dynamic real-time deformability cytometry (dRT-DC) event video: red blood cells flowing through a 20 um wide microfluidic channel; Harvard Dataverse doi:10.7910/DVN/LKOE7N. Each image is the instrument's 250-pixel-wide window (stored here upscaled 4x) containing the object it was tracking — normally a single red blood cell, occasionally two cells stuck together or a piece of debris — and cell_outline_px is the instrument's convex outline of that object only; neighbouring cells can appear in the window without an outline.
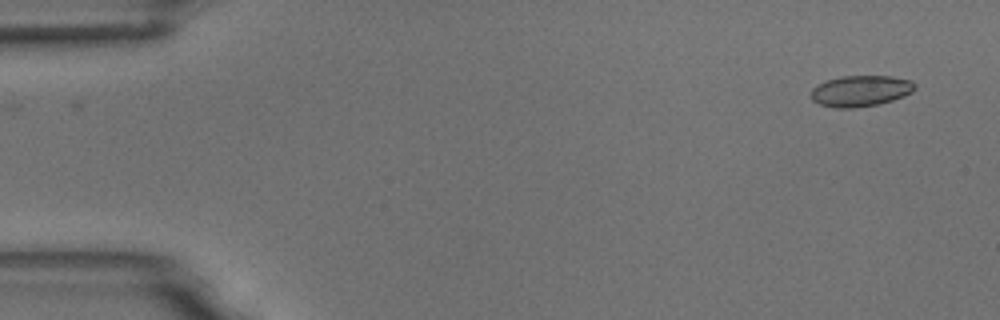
{"species": "common noctule bat (a hibernating species)", "species_latin": "Nyctalus noctula", "temperature_condition": "room temperature", "stored_images_in_passage": 10, "camera_frame_rate_fps": 3000, "um_per_image_px": 0.085, "animal": {"sex": "male", "body_mass_g": 18.8}, "frame": {"image": 1, "passage_image": 1, "time_ms": 0.0, "image_size_px": [1000, 320], "cell_outline_px": [[916, 88], [912, 92], [904, 96], [892, 100], [876, 104], [852, 108], [836, 108], [820, 104], [812, 100], [812, 88], [816, 84], [824, 80], [840, 76], [892, 76], [912, 80], [916, 84]], "centroid_in_image_um": [73.15, 7.71], "position_along_channel_um": 11.9, "area_um2": 18.9}}
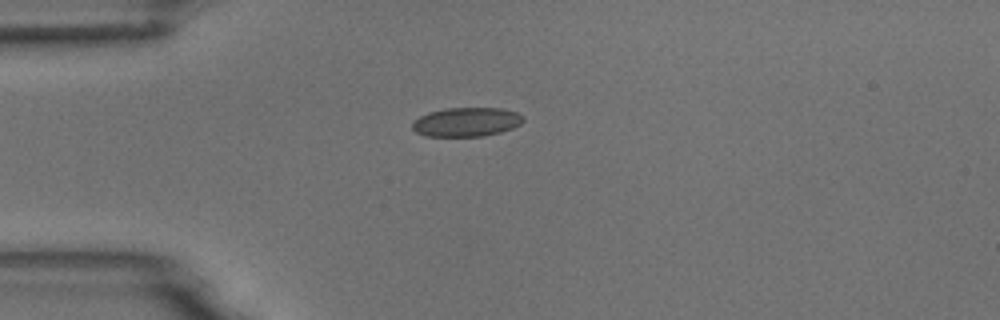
{"frame": {"image": 2, "passage_image": 4, "time_ms": 3.667, "image_size_px": [1000, 320], "cell_outline_px": [[524, 120], [520, 124], [512, 128], [500, 132], [484, 136], [424, 136], [416, 132], [412, 128], [412, 124], [420, 116], [428, 112], [448, 108], [500, 108], [516, 112], [524, 116]], "centroid_in_image_um": [39.65, 10.37], "position_along_channel_um": 45.3, "area_um2": 18.73}}
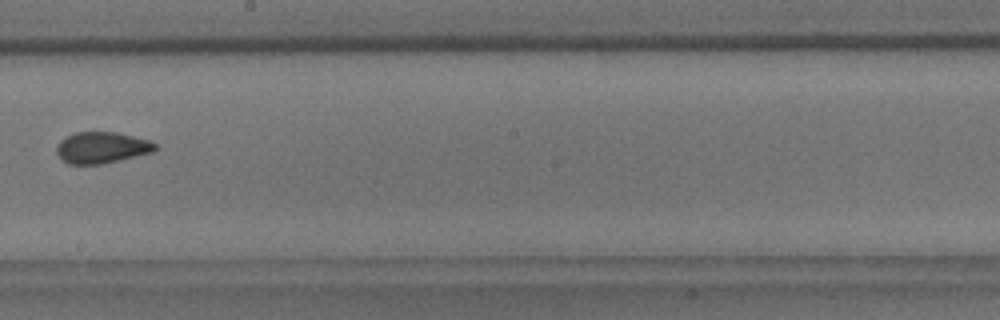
{"frame": {"image": 3, "passage_image": 9, "time_ms": 9.333, "image_size_px": [1000, 320], "cell_outline_px": [[160, 148], [152, 152], [120, 160], [100, 164], [68, 164], [56, 152], [56, 148], [60, 140], [76, 132], [116, 132], [148, 140], [156, 144]], "centroid_in_image_um": [8.67, 12.54], "position_along_channel_um": 239.5, "area_um2": 17.86}}